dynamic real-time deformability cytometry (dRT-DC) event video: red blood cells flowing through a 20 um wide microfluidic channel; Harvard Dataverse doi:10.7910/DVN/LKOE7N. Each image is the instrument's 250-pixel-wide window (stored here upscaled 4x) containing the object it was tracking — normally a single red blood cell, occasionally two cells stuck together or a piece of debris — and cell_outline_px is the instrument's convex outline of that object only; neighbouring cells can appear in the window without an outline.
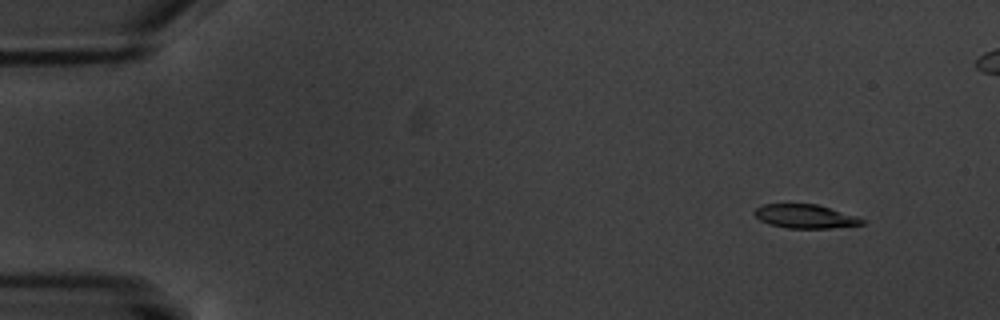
{"species": "common noctule bat (a hibernating species)", "species_latin": "Nyctalus noctula", "temperature_condition": "warm", "stored_images_in_passage": 17, "camera_frame_rate_fps": 3000, "um_per_image_px": 0.085, "animal": {"sex": "male", "body_mass_g": 20.1, "forearm_length_mm": 53.5}, "frame": {"image": 1, "passage_image": 2, "time_ms": 1.333, "image_size_px": [1000, 320], "cell_outline_px": [[864, 224], [828, 228], [788, 228], [768, 224], [760, 220], [752, 212], [756, 208], [764, 204], [816, 204], [856, 216], [864, 220]], "centroid_in_image_um": [68.4, 18.39], "position_along_channel_um": 16.6, "area_um2": 14.74}}
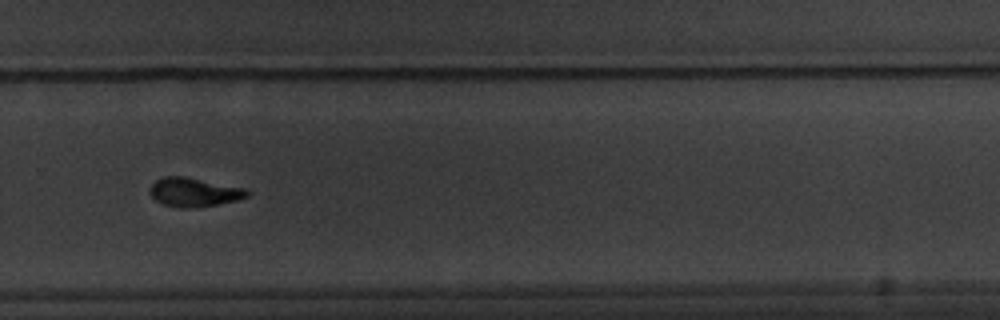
{"frame": {"image": 2, "passage_image": 12, "time_ms": 13.333, "image_size_px": [1000, 320], "cell_outline_px": [[252, 192], [248, 196], [236, 200], [216, 204], [192, 208], [180, 208], [164, 204], [156, 200], [152, 196], [148, 188], [156, 180], [164, 176], [184, 176], [248, 188]], "centroid_in_image_um": [16.52, 16.32], "position_along_channel_um": 313.3, "area_um2": 16.47}}
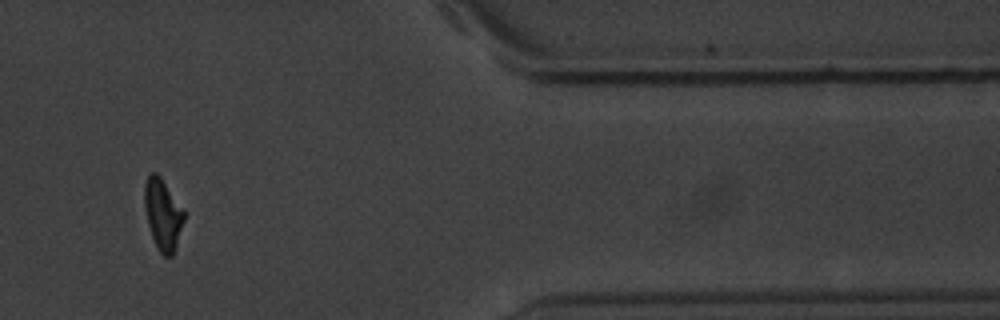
{"frame": {"image": 3, "passage_image": 15, "time_ms": 16.667, "image_size_px": [1000, 320], "cell_outline_px": [[184, 220], [172, 256], [164, 256], [160, 252], [152, 236], [148, 224], [144, 208], [144, 184], [148, 172], [156, 172], [160, 176], [184, 212]], "centroid_in_image_um": [13.8, 18.18], "position_along_channel_um": 397.6, "area_um2": 16.01}, "authors_computed_cell_mechanics": {"area_um2": 16.473, "velocity_mm_per_s": 3.3857, "shape_relaxation_time_tau1_ms": 2.3296, "shape_relaxation_time_tau2_ms": 5.9172, "deformation_change_tau1": 0.1055, "deformation_change_tau2": 0.0993}}